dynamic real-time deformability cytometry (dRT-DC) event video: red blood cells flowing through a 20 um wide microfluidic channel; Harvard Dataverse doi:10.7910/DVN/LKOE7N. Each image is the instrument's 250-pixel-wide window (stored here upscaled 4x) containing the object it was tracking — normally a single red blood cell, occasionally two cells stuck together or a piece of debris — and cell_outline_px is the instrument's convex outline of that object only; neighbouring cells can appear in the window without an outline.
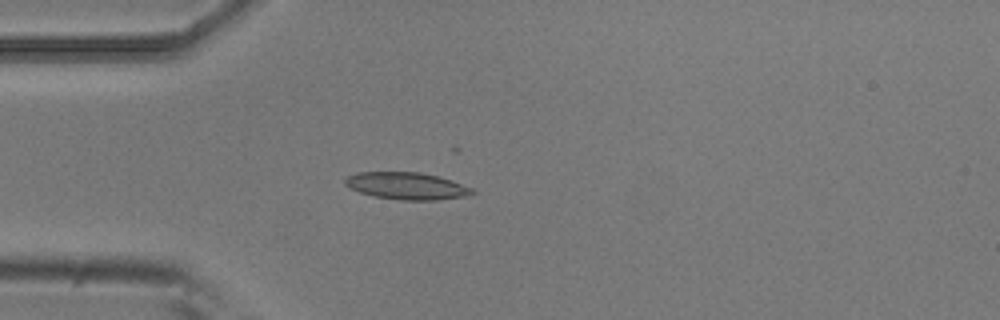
{"species": "common noctule bat (a hibernating species)", "species_latin": "Nyctalus noctula", "temperature_condition": "room temperature", "stored_images_in_passage": 3, "camera_frame_rate_fps": 3000, "um_per_image_px": 0.085, "animal": {"sex": "male", "body_mass_g": 20.5, "forearm_length_mm": 52.5}, "frame": {"image": 1, "passage_image": 3, "time_ms": 0.667, "image_size_px": [1000, 320], "cell_outline_px": [[476, 192], [472, 196], [436, 200], [400, 200], [376, 196], [360, 192], [348, 188], [344, 184], [344, 180], [348, 176], [356, 172], [420, 172], [436, 176], [476, 188]], "centroid_in_image_um": [34.62, 15.81], "position_along_channel_um": 50.4, "area_um2": 20.29}}